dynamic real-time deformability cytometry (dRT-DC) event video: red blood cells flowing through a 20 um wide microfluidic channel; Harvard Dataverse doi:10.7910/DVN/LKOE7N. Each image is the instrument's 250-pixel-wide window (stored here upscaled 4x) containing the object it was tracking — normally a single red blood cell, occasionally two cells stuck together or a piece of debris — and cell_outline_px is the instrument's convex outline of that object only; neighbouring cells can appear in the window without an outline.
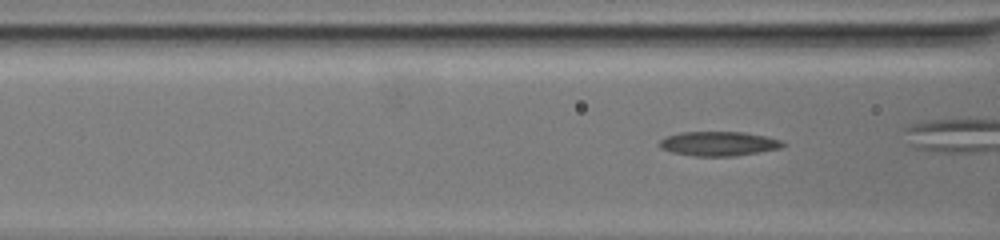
{"species": "common noctule bat (a hibernating species)", "species_latin": "Nyctalus noctula", "temperature_condition": "warm", "stored_images_in_passage": 38, "camera_frame_rate_fps": 3000, "um_per_image_px": 0.085, "animal": {"sex": "female", "body_mass_g": 19.5, "forearm_length_mm": 54.1}, "frame": {"image": 1, "passage_image": 10, "time_ms": 3.0, "image_size_px": [1000, 240], "cell_outline_px": [[788, 144], [780, 148], [760, 152], [736, 156], [692, 156], [672, 152], [660, 148], [656, 144], [660, 140], [668, 136], [680, 132], [740, 132], [764, 136], [780, 140]], "centroid_in_image_um": [61.06, 12.22], "position_along_channel_um": 105.5, "area_um2": 17.57}}
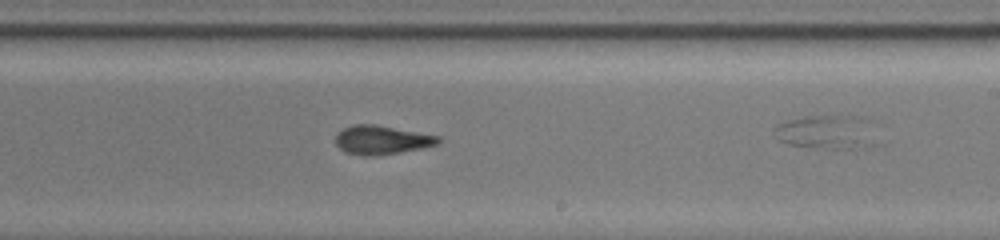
{"frame": {"image": 2, "passage_image": 25, "time_ms": 8.0, "image_size_px": [1000, 240], "cell_outline_px": [[440, 144], [400, 152], [376, 156], [364, 156], [344, 152], [336, 144], [336, 136], [344, 128], [352, 124], [376, 124], [440, 136]], "centroid_in_image_um": [32.45, 11.89], "position_along_channel_um": 256.5, "area_um2": 17.28}}
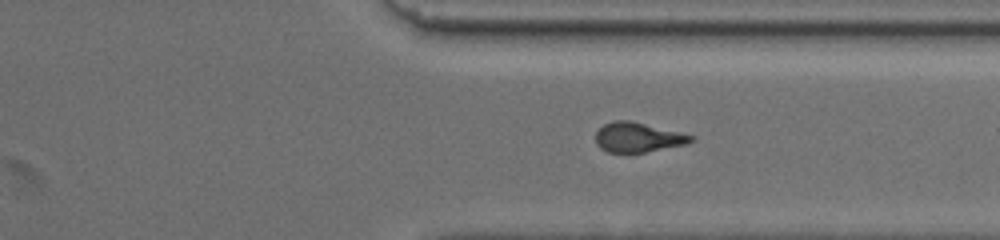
{"frame": {"image": 3, "passage_image": 35, "time_ms": 11.333, "image_size_px": [1000, 240], "cell_outline_px": [[696, 140], [688, 144], [644, 152], [608, 152], [600, 148], [596, 144], [596, 132], [604, 124], [612, 120], [632, 120], [696, 136]], "centroid_in_image_um": [54.26, 11.66], "position_along_channel_um": 357.1, "area_um2": 16.7}}